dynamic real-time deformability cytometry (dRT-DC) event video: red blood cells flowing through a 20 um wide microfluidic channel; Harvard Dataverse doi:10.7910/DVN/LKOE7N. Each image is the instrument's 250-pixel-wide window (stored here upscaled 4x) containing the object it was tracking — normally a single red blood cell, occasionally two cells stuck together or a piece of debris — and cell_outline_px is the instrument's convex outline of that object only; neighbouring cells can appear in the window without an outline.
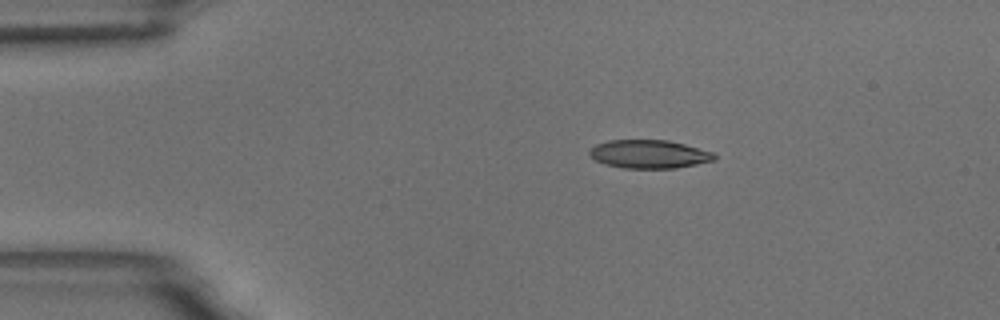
{"species": "common noctule bat (a hibernating species)", "species_latin": "Nyctalus noctula", "temperature_condition": "room temperature", "stored_images_in_passage": 48, "camera_frame_rate_fps": 3000, "um_per_image_px": 0.085, "animal": {"sex": "male", "body_mass_g": 18.8}, "frame": {"image": 1, "passage_image": 1, "time_ms": 0.0, "image_size_px": [1000, 320], "cell_outline_px": [[716, 160], [676, 168], [624, 168], [604, 164], [596, 160], [588, 152], [596, 144], [608, 140], [668, 140], [716, 152]], "centroid_in_image_um": [55.22, 13.1], "position_along_channel_um": 29.8, "area_um2": 20.69}}
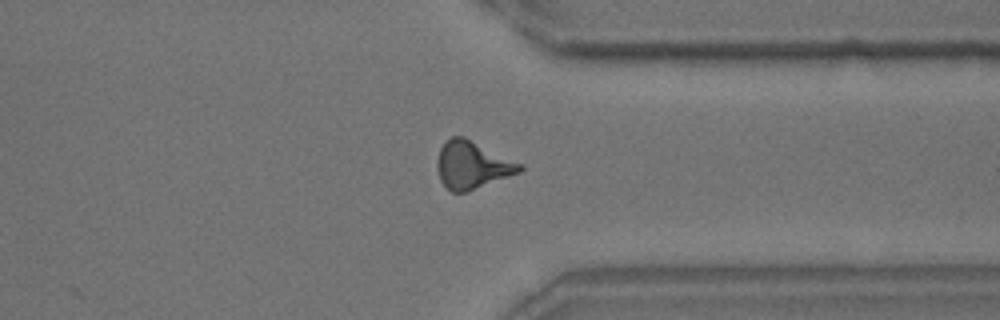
{"frame": {"image": 2, "passage_image": 35, "time_ms": 11.333, "image_size_px": [1000, 320], "cell_outline_px": [[524, 168], [520, 172], [468, 192], [452, 192], [440, 180], [436, 168], [436, 160], [440, 148], [452, 136], [464, 136], [524, 164]], "centroid_in_image_um": [40.15, 14.02], "position_along_channel_um": 371.2, "area_um2": 23.06}}
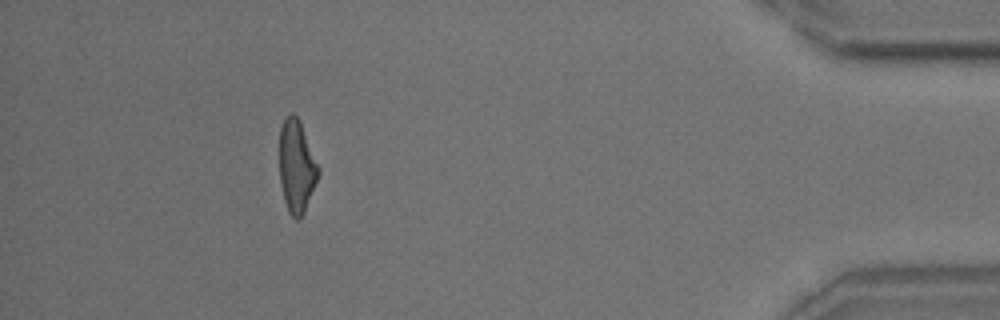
{"frame": {"image": 3, "passage_image": 43, "time_ms": 14.0, "image_size_px": [1000, 320], "cell_outline_px": [[320, 172], [304, 212], [300, 220], [296, 220], [288, 212], [284, 200], [280, 180], [280, 128], [284, 120], [292, 112], [300, 120], [320, 168]], "centroid_in_image_um": [25.22, 14.15], "position_along_channel_um": 410.0, "area_um2": 20.92}, "authors_computed_cell_mechanics": {"area_um2": 21.5594, "velocity_mm_per_s": 3.4909, "shape_relaxation_time_tau1_ms": 5.1493, "shape_relaxation_time_tau2_ms": 2.322, "deformation_change_tau1": 0.1975, "deformation_change_tau2": 0.1202}}